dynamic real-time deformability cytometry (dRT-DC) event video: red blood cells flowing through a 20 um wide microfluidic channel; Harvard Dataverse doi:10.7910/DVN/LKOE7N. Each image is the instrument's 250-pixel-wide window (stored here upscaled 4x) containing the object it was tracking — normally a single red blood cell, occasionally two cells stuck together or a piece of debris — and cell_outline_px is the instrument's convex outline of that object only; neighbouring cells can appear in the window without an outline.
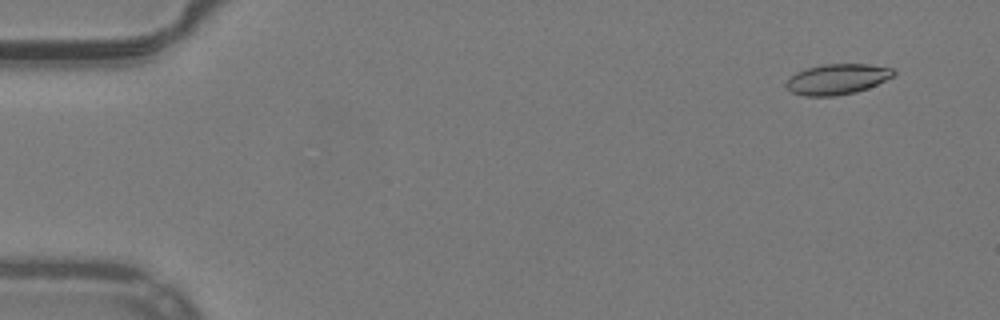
{"species": "common noctule bat (a hibernating species)", "species_latin": "Nyctalus noctula", "temperature_condition": "warm", "stored_images_in_passage": 28, "camera_frame_rate_fps": 3000, "um_per_image_px": 0.085, "animal": {"sex": "male", "body_mass_g": 19.2, "forearm_length_mm": 51.8}, "frame": {"image": 1, "passage_image": 3, "time_ms": 0.667, "image_size_px": [1000, 320], "cell_outline_px": [[896, 72], [892, 76], [868, 88], [856, 92], [836, 96], [804, 96], [792, 92], [784, 84], [796, 72], [820, 64], [868, 64], [892, 68]], "centroid_in_image_um": [71.15, 6.73], "position_along_channel_um": 13.9, "area_um2": 18.96}}
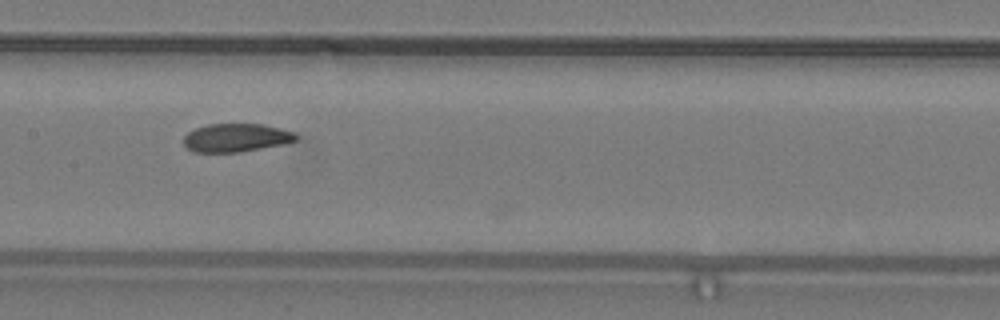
{"frame": {"image": 2, "passage_image": 26, "time_ms": 8.333, "image_size_px": [1000, 320], "cell_outline_px": [[296, 140], [284, 144], [240, 152], [192, 152], [184, 144], [184, 136], [188, 132], [196, 128], [208, 124], [264, 124], [296, 132]], "centroid_in_image_um": [20.07, 11.7], "position_along_channel_um": 187.3, "area_um2": 18.55}}